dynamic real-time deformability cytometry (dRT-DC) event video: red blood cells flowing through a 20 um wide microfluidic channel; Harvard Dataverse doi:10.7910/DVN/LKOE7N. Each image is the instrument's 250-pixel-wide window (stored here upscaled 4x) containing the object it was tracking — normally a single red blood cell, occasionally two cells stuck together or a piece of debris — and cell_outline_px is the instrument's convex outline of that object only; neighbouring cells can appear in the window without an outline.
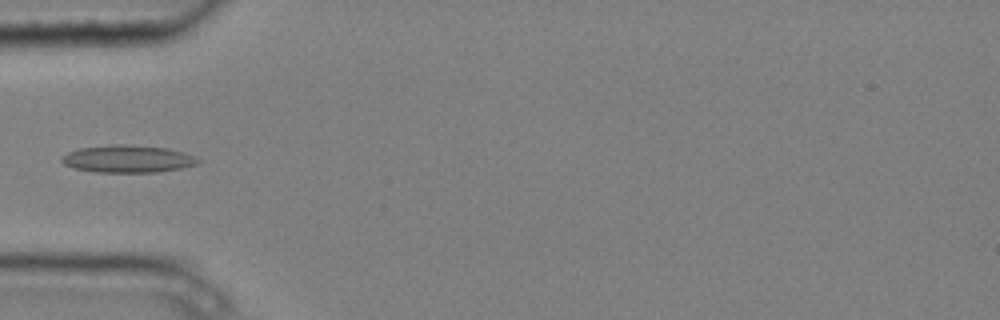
{"species": "common noctule bat (a hibernating species)", "species_latin": "Nyctalus noctula", "temperature_condition": "cold", "stored_images_in_passage": 2, "camera_frame_rate_fps": 3000, "um_per_image_px": 0.085, "animal": {"sex": "male", "body_mass_g": 20.4}, "frame": {"image": 1, "passage_image": 2, "time_ms": 0.333, "image_size_px": [1000, 320], "cell_outline_px": [[200, 160], [196, 164], [180, 168], [156, 172], [96, 172], [72, 168], [64, 164], [60, 160], [60, 156], [68, 152], [80, 148], [112, 144], [128, 144], [168, 148], [196, 156]], "centroid_in_image_um": [10.82, 13.5], "position_along_channel_um": 74.2, "area_um2": 21.85}}